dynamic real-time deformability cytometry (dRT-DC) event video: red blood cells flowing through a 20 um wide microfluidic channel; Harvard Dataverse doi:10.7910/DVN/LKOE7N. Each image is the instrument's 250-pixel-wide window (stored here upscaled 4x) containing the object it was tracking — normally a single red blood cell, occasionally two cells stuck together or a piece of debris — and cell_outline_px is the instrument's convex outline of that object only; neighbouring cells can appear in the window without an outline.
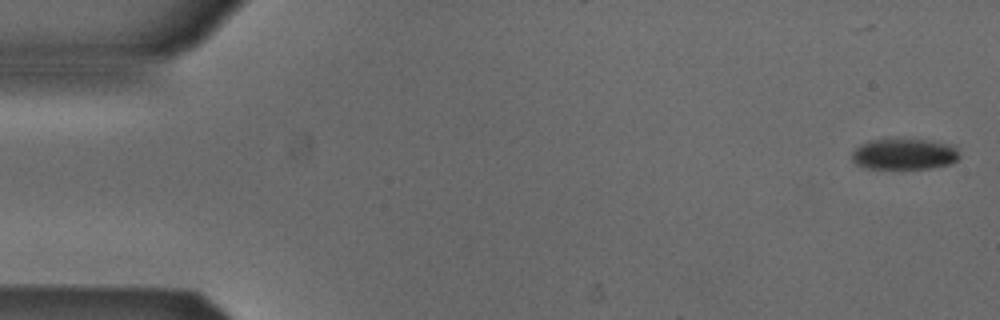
{"species": "Egyptian fruit bat (a non-hibernating species)", "species_latin": "Rousettus aegyptiacus", "temperature_condition": "cold", "stored_images_in_passage": 25, "camera_frame_rate_fps": 3000, "um_per_image_px": 0.085, "animal": {"sex": "male"}, "frame": {"image": 1, "passage_image": 1, "time_ms": 0.0, "image_size_px": [1000, 320], "cell_outline_px": [[960, 156], [956, 160], [948, 164], [928, 168], [868, 168], [856, 164], [852, 160], [852, 152], [860, 144], [868, 140], [896, 136], [928, 140], [948, 144], [956, 148]], "centroid_in_image_um": [76.81, 13.04], "position_along_channel_um": 8.2, "area_um2": 19.88}}
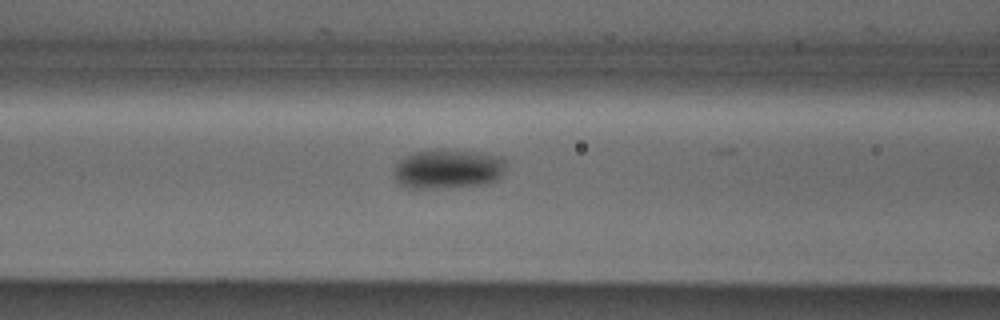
{"frame": {"image": 2, "passage_image": 21, "time_ms": 6.667, "image_size_px": [1000, 320], "cell_outline_px": [[508, 160], [504, 172], [496, 180], [484, 184], [436, 188], [408, 188], [396, 184], [396, 164], [404, 156], [412, 152], [440, 148], [476, 152], [500, 156]], "centroid_in_image_um": [38.09, 14.34], "position_along_channel_um": 128.5, "area_um2": 26.07}}
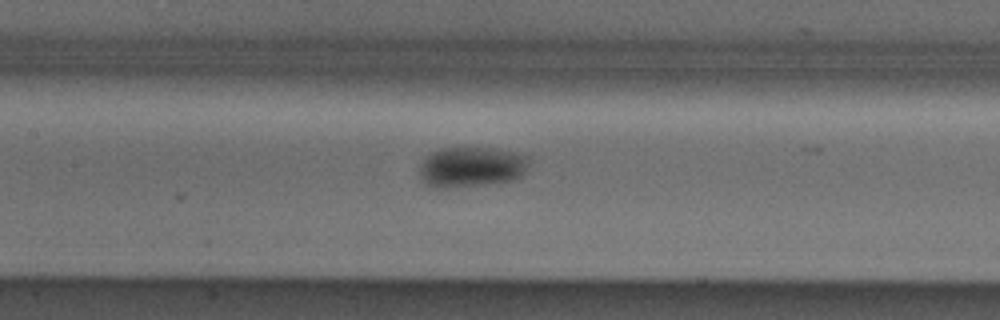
{"frame": {"image": 3, "passage_image": 24, "time_ms": 7.667, "image_size_px": [1000, 320], "cell_outline_px": [[528, 164], [524, 172], [520, 176], [512, 180], [484, 184], [444, 188], [432, 188], [424, 184], [420, 176], [420, 164], [432, 152], [440, 148], [492, 148], [512, 152], [528, 156]], "centroid_in_image_um": [40.02, 14.2], "position_along_channel_um": 167.4, "area_um2": 25.55}}